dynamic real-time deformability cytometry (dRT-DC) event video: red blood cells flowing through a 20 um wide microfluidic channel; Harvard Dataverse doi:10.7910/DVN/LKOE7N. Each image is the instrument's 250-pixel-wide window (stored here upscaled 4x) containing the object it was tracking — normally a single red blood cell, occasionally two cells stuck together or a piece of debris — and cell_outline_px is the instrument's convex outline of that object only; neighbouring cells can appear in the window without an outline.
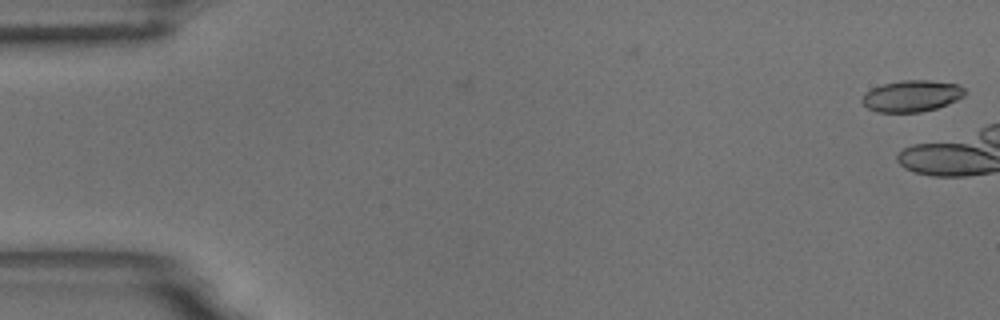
{"species": "common noctule bat (a hibernating species)", "species_latin": "Nyctalus noctula", "temperature_condition": "room temperature", "stored_images_in_passage": 3, "camera_frame_rate_fps": 3000, "um_per_image_px": 0.085, "animal": {"sex": "male", "body_mass_g": 18.8}, "frame": {"image": 1, "passage_image": 1, "time_ms": 0.0, "image_size_px": [1000, 320], "cell_outline_px": [[968, 92], [964, 96], [948, 104], [936, 108], [920, 112], [876, 112], [868, 108], [860, 100], [864, 92], [872, 88], [884, 84], [900, 80], [928, 80], [956, 84], [964, 88]], "centroid_in_image_um": [77.48, 8.16], "position_along_channel_um": 7.5, "area_um2": 18.9}}